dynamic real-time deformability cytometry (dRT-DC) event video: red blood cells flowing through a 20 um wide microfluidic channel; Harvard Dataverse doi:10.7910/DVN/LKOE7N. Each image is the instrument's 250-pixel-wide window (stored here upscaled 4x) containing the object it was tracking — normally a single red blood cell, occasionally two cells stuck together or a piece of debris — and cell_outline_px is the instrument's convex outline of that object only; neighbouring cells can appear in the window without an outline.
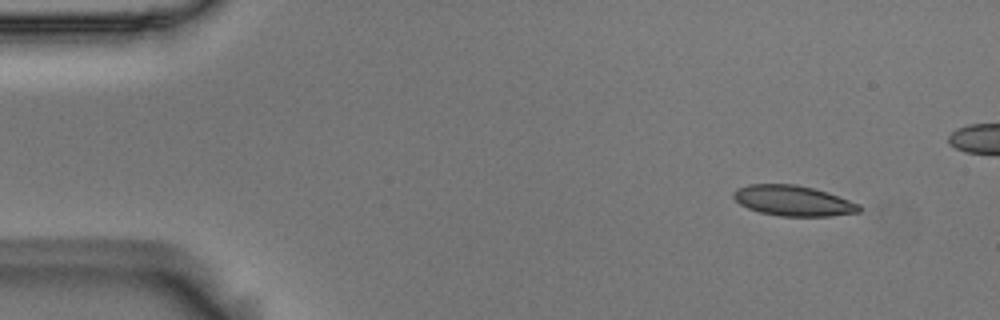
{"species": "Egyptian fruit bat (a non-hibernating species)", "species_latin": "Rousettus aegyptiacus", "temperature_condition": "room temperature", "stored_images_in_passage": 51, "camera_frame_rate_fps": 3000, "um_per_image_px": 0.085, "animal": {"sex": "male"}, "frame": {"image": 1, "passage_image": 1, "time_ms": 0.0, "image_size_px": [1000, 320], "cell_outline_px": [[860, 212], [832, 216], [780, 216], [760, 212], [748, 208], [740, 204], [732, 196], [732, 192], [736, 188], [748, 184], [796, 184], [828, 192], [860, 204]], "centroid_in_image_um": [67.4, 17.05], "position_along_channel_um": 17.6, "area_um2": 22.37}}
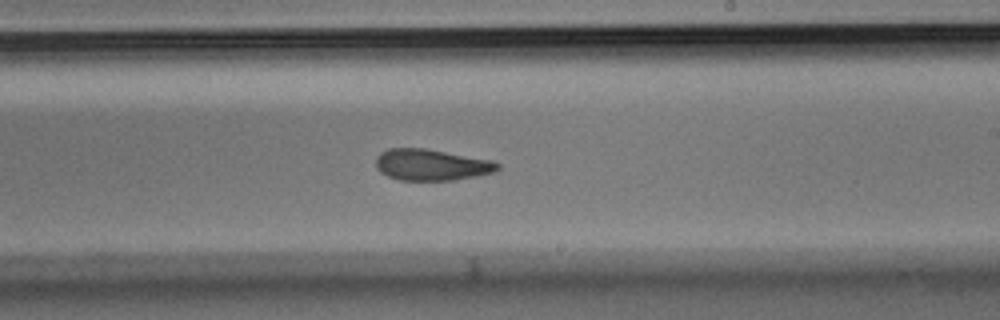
{"frame": {"image": 2, "passage_image": 28, "time_ms": 9.0, "image_size_px": [1000, 320], "cell_outline_px": [[500, 168], [496, 172], [476, 176], [452, 180], [400, 180], [388, 176], [380, 172], [376, 168], [376, 156], [380, 152], [388, 148], [428, 148], [492, 160], [500, 164]], "centroid_in_image_um": [36.67, 14.0], "position_along_channel_um": 252.3, "area_um2": 22.48}}
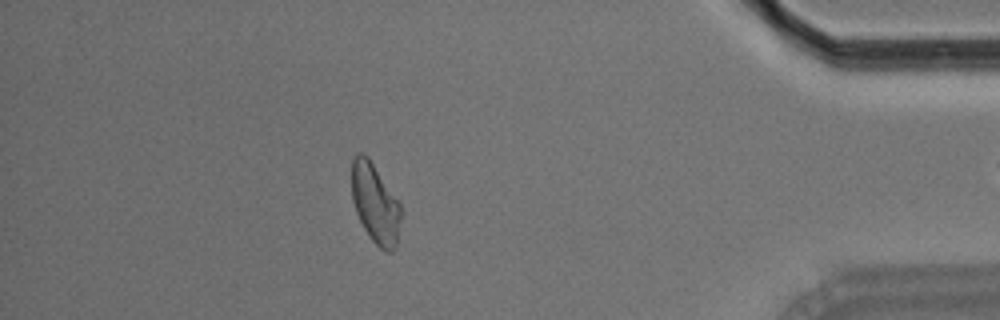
{"frame": {"image": 3, "passage_image": 44, "time_ms": 14.333, "image_size_px": [1000, 320], "cell_outline_px": [[400, 220], [396, 248], [392, 252], [388, 252], [380, 248], [368, 236], [356, 212], [352, 200], [352, 160], [356, 152], [364, 152], [368, 156], [400, 204]], "centroid_in_image_um": [31.87, 17.29], "position_along_channel_um": 403.3, "area_um2": 22.72}, "authors_computed_cell_mechanics": {"area_um2": 23.0044, "velocity_mm_per_s": 3.6473, "shape_relaxation_time_tau1_ms": 7.2971, "shape_relaxation_time_tau2_ms": 2.0925, "deformation_change_tau1": 0.146, "deformation_change_tau2": 0.0759}}